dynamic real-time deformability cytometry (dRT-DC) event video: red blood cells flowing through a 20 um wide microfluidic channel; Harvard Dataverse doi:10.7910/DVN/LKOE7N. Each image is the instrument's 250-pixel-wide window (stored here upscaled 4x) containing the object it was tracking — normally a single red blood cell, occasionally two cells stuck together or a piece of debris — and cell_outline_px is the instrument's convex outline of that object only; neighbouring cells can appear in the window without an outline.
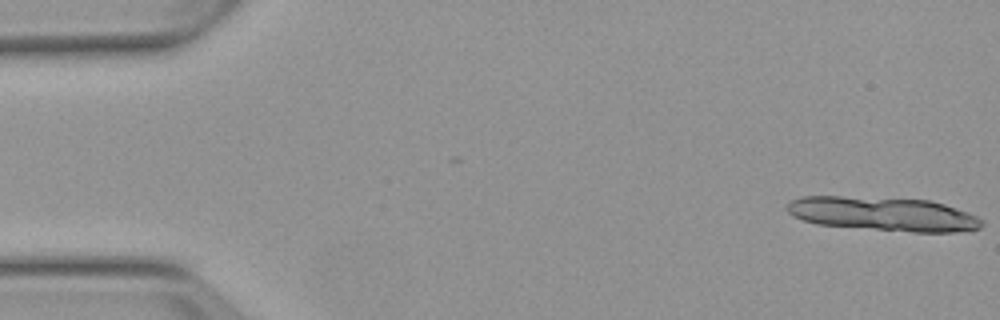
{"species": "Egyptian fruit bat (a non-hibernating species)", "species_latin": "Rousettus aegyptiacus", "temperature_condition": "warm", "stored_images_in_passage": 5, "camera_frame_rate_fps": 3000, "um_per_image_px": 0.085, "animal": {"sex": "female"}, "frame": {"image": 1, "passage_image": 1, "time_ms": 0.0, "image_size_px": [1000, 320], "cell_outline_px": [[984, 224], [980, 228], [956, 232], [912, 232], [816, 224], [792, 216], [788, 212], [788, 204], [792, 200], [800, 196], [840, 196], [928, 200], [944, 204], [968, 212], [984, 220]], "centroid_in_image_um": [75.09, 18.19], "position_along_channel_um": 9.9, "area_um2": 38.44}}
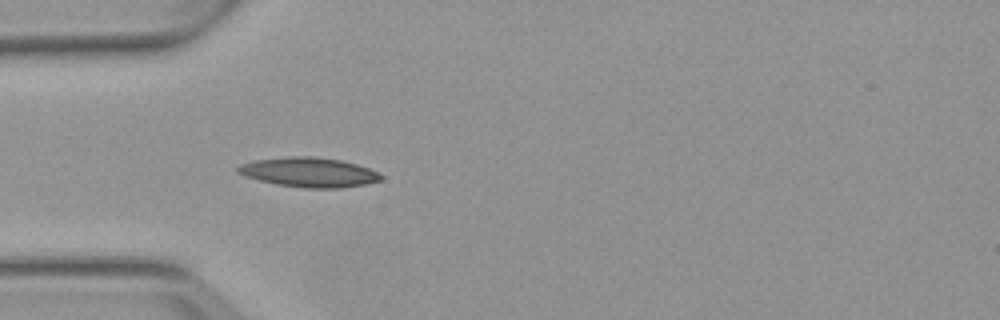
{"frame": {"image": 2, "passage_image": 5, "time_ms": 5.0, "image_size_px": [1000, 320], "cell_outline_px": [[384, 180], [364, 184], [340, 188], [304, 188], [276, 184], [244, 176], [236, 172], [236, 168], [240, 164], [256, 160], [292, 156], [312, 156], [340, 160], [356, 164], [368, 168], [384, 176]], "centroid_in_image_um": [26.26, 14.65], "position_along_channel_um": 58.7, "area_um2": 24.62}}